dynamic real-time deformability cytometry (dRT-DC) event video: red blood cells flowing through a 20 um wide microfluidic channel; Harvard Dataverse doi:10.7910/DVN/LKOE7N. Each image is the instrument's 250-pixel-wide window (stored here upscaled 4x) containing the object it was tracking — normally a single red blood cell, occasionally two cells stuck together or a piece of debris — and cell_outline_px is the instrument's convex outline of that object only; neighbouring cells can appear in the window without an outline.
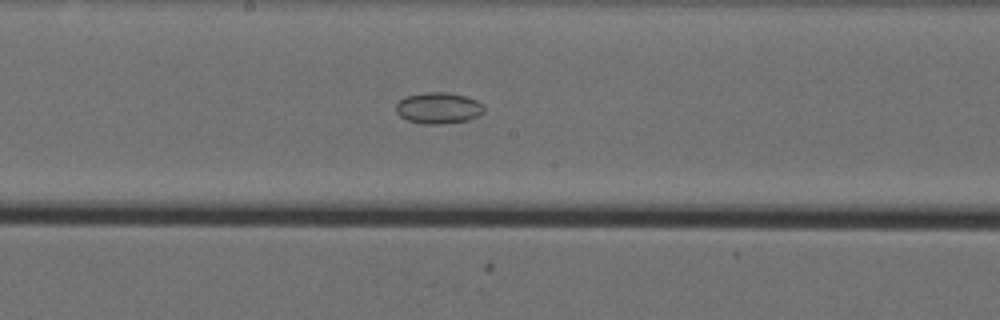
{"species": "Egyptian fruit bat (a non-hibernating species)", "species_latin": "Rousettus aegyptiacus", "temperature_condition": "cold", "stored_images_in_passage": 62, "camera_frame_rate_fps": 3000, "um_per_image_px": 0.085, "animal": {"sex": "female"}, "frame": {"image": 1, "passage_image": 38, "time_ms": 12.333, "image_size_px": [1000, 320], "cell_outline_px": [[484, 112], [468, 120], [444, 124], [424, 124], [408, 120], [400, 116], [396, 112], [396, 104], [404, 96], [428, 92], [448, 92], [464, 96], [476, 100], [484, 104]], "centroid_in_image_um": [37.27, 9.18], "position_along_channel_um": 210.9, "area_um2": 16.07}}
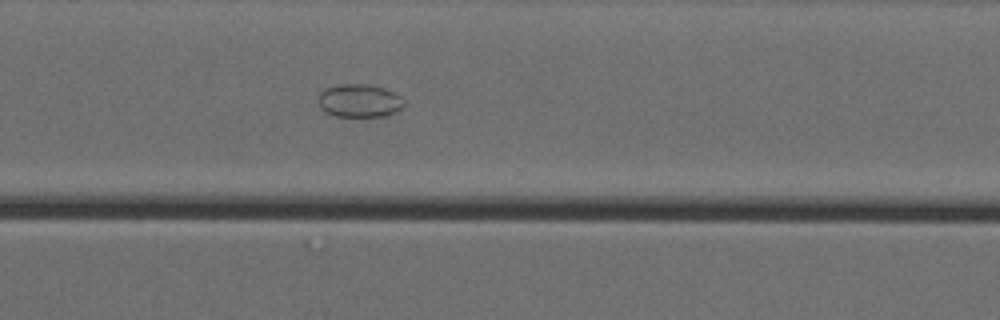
{"frame": {"image": 2, "passage_image": 49, "time_ms": 16.0, "image_size_px": [1000, 320], "cell_outline_px": [[404, 108], [388, 116], [336, 116], [320, 108], [320, 92], [324, 88], [340, 84], [368, 84], [384, 88], [400, 96], [404, 100]], "centroid_in_image_um": [30.59, 8.56], "position_along_channel_um": 340.0, "area_um2": 16.53}}
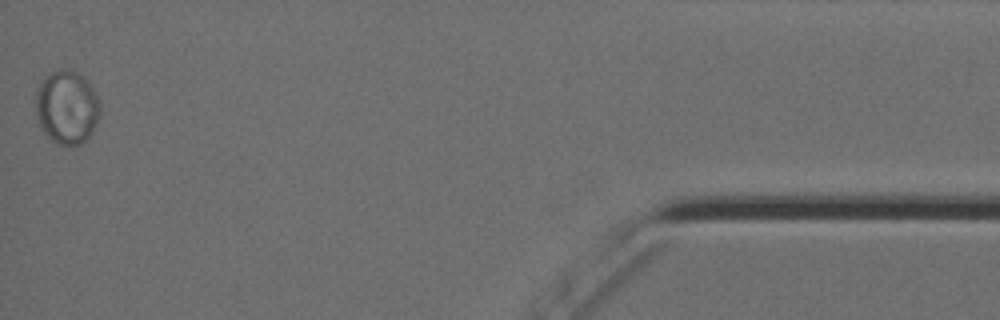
{"frame": {"image": 3, "passage_image": 62, "time_ms": 20.333, "image_size_px": [1000, 320], "cell_outline_px": [[100, 116], [92, 132], [80, 144], [56, 144], [44, 132], [40, 124], [36, 112], [36, 92], [40, 84], [52, 72], [60, 68], [64, 68], [76, 72], [92, 88], [100, 104]], "centroid_in_image_um": [5.68, 9.13], "position_along_channel_um": 429.5, "area_um2": 26.99}, "authors_computed_cell_mechanics": {"area_um2": 24.2471, "velocity_mm_per_s": 3.5458, "shape_relaxation_time_tau1_ms": null, "shape_relaxation_time_tau2_ms": 5.4806, "deformation_change_tau1": null, "deformation_change_tau2": 0.0166}}